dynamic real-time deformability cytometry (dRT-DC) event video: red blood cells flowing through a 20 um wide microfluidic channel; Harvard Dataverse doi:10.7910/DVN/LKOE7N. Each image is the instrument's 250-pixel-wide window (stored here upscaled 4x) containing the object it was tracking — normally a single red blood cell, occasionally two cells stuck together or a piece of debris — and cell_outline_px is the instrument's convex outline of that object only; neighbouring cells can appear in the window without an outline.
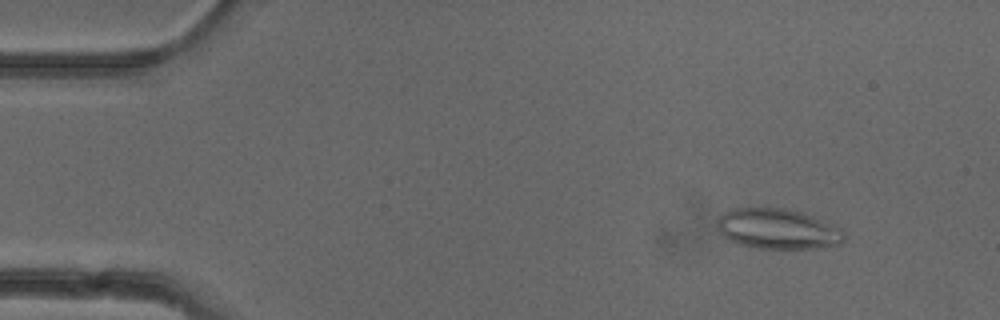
{"species": "common noctule bat (a hibernating species)", "species_latin": "Nyctalus noctula", "temperature_condition": "cold", "stored_images_in_passage": 52, "camera_frame_rate_fps": 3000, "um_per_image_px": 0.085, "animal": {"sex": "female"}, "frame": {"image": 1, "passage_image": 6, "time_ms": 1.667, "image_size_px": [1000, 320], "cell_outline_px": [[844, 240], [840, 244], [816, 248], [756, 248], [740, 244], [728, 240], [720, 236], [716, 224], [716, 220], [724, 212], [736, 208], [784, 208], [800, 212], [812, 216], [832, 224], [840, 228], [844, 232]], "centroid_in_image_um": [66.06, 19.46], "position_along_channel_um": 18.9, "area_um2": 29.82}}
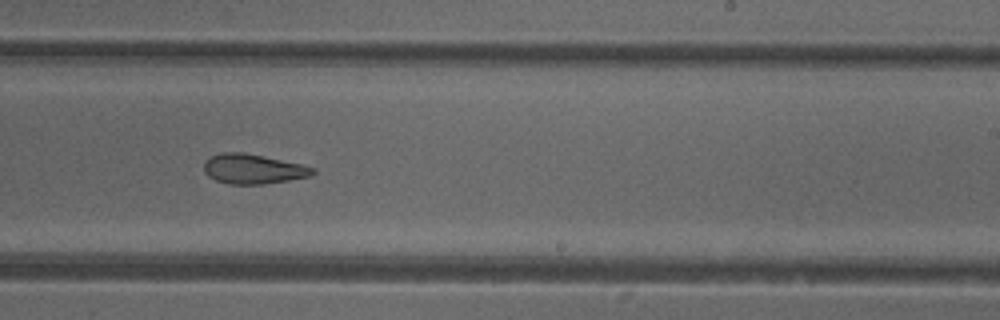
{"frame": {"image": 2, "passage_image": 32, "time_ms": 10.333, "image_size_px": [1000, 320], "cell_outline_px": [[316, 172], [312, 176], [264, 184], [228, 184], [216, 180], [208, 176], [204, 172], [204, 160], [220, 152], [244, 152], [300, 164], [316, 168]], "centroid_in_image_um": [21.5, 14.36], "position_along_channel_um": 267.5, "area_um2": 18.9}}
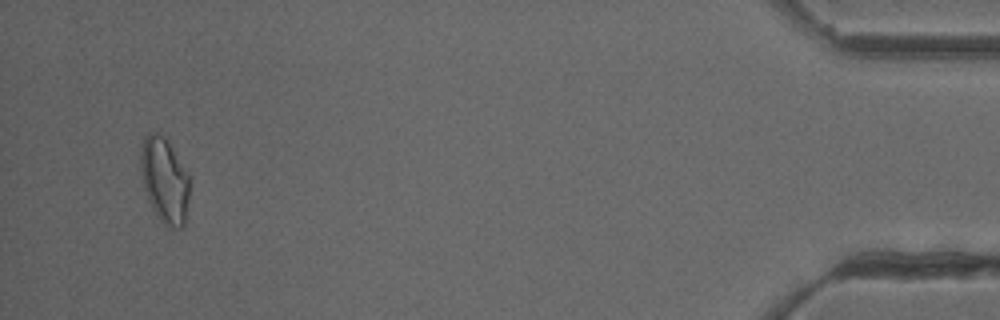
{"frame": {"image": 3, "passage_image": 50, "time_ms": 16.333, "image_size_px": [1000, 320], "cell_outline_px": [[188, 200], [184, 228], [172, 228], [164, 224], [160, 220], [152, 208], [148, 200], [144, 188], [140, 172], [140, 148], [144, 136], [148, 132], [160, 132], [168, 140], [188, 176]], "centroid_in_image_um": [13.95, 15.3], "position_along_channel_um": 421.3, "area_um2": 24.39}, "authors_computed_cell_mechanics": {"area_um2": 21.2126, "velocity_mm_per_s": 3.941, "shape_relaxation_time_tau1_ms": null, "shape_relaxation_time_tau2_ms": 6.7357, "deformation_change_tau1": null, "deformation_change_tau2": 0.1548}}